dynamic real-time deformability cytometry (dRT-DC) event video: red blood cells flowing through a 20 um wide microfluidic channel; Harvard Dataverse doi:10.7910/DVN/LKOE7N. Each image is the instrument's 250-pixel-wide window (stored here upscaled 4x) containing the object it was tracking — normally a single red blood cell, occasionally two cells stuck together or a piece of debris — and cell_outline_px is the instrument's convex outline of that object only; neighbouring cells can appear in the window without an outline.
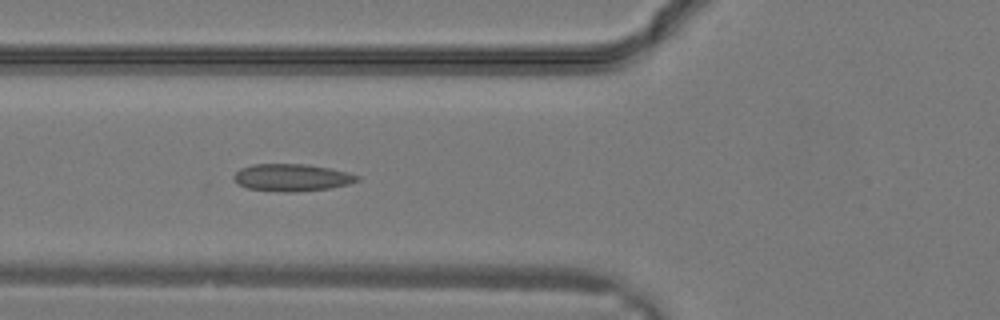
{"species": "common noctule bat (a hibernating species)", "species_latin": "Nyctalus noctula", "temperature_condition": "warm", "stored_images_in_passage": 24, "camera_frame_rate_fps": 3000, "um_per_image_px": 0.085, "animal": {"sex": "male", "body_mass_g": 19.2, "forearm_length_mm": 51.8}, "frame": {"image": 1, "passage_image": 5, "time_ms": 1.333, "image_size_px": [1000, 320], "cell_outline_px": [[360, 180], [348, 184], [332, 188], [292, 192], [288, 192], [248, 188], [236, 184], [232, 176], [240, 168], [252, 164], [308, 164], [348, 172], [360, 176]], "centroid_in_image_um": [24.8, 15.08], "position_along_channel_um": 101.0, "area_um2": 19.65}}
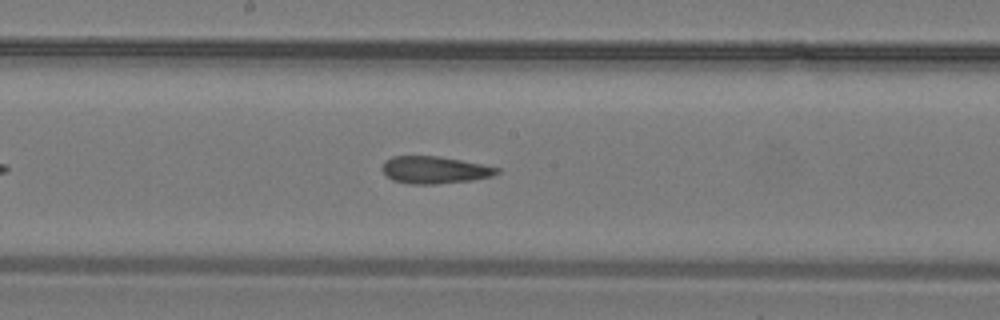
{"frame": {"image": 2, "passage_image": 10, "time_ms": 3.0, "image_size_px": [1000, 320], "cell_outline_px": [[500, 172], [492, 176], [472, 180], [436, 184], [412, 184], [392, 180], [380, 168], [384, 160], [392, 156], [436, 156], [460, 160], [500, 168]], "centroid_in_image_um": [36.91, 14.44], "position_along_channel_um": 211.3, "area_um2": 18.15}}
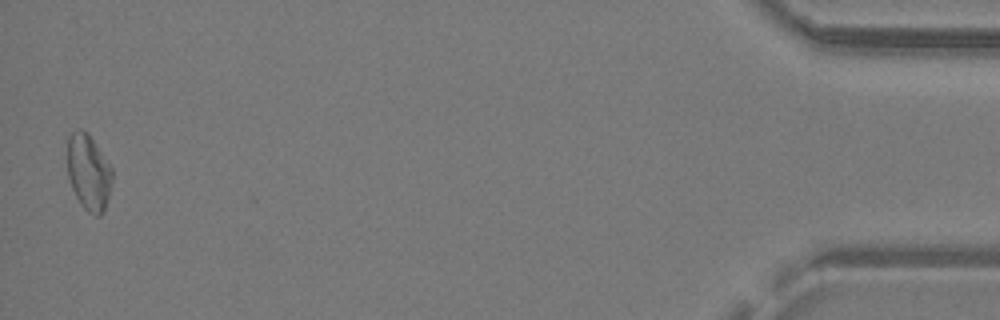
{"frame": {"image": 3, "passage_image": 24, "time_ms": 7.667, "image_size_px": [1000, 320], "cell_outline_px": [[112, 180], [104, 212], [100, 216], [96, 216], [88, 212], [80, 204], [72, 188], [68, 176], [68, 136], [72, 132], [80, 128], [88, 132], [112, 168]], "centroid_in_image_um": [7.53, 14.65], "position_along_channel_um": 427.7, "area_um2": 19.83}}